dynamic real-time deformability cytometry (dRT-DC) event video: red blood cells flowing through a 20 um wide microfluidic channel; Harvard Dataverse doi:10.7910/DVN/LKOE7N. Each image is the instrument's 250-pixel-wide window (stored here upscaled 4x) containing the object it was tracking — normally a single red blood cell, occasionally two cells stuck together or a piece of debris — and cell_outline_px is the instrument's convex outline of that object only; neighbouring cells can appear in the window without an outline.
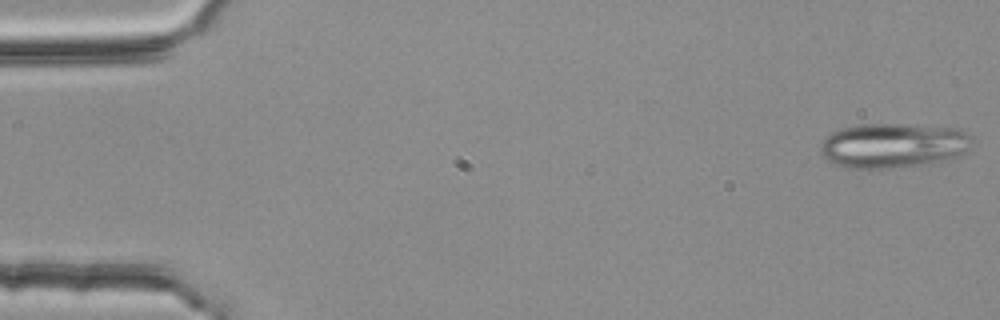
{"species": "common noctule bat (a hibernating species)", "species_latin": "Nyctalus noctula", "temperature_condition": "room temperature", "stored_images_in_passage": 4, "camera_frame_rate_fps": 3000, "um_per_image_px": 0.085, "animal": {"sex": "female", "body_mass_g": 25.1}, "frame": {"image": 1, "passage_image": 1, "time_ms": 0.0, "image_size_px": [1000, 320], "cell_outline_px": [[972, 148], [956, 156], [924, 164], [888, 168], [844, 168], [828, 160], [820, 152], [820, 144], [832, 132], [840, 128], [856, 124], [900, 124], [956, 128], [964, 132], [968, 136]], "centroid_in_image_um": [75.86, 12.36], "position_along_channel_um": 9.1, "area_um2": 39.19}}